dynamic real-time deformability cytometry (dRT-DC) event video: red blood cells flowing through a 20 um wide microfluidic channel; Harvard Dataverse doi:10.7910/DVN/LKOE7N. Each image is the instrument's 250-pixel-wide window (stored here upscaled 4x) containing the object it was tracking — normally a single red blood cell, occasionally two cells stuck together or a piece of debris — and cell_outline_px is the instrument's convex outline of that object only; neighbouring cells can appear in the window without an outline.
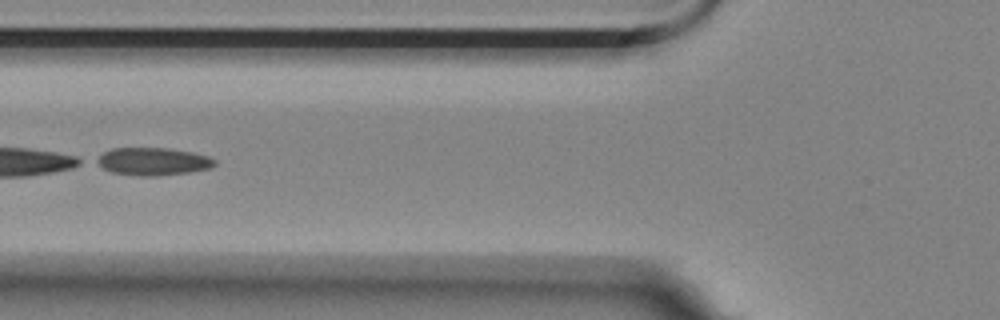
{"species": "Egyptian fruit bat (a non-hibernating species)", "species_latin": "Rousettus aegyptiacus", "temperature_condition": "room temperature", "stored_images_in_passage": 9, "segment_of_instrument_passage": [2, 2], "camera_frame_rate_fps": 3000, "um_per_image_px": 0.085, "animal": {"sex": "female"}, "frame": {"image": 1, "passage_image": 4, "time_ms": 1.0, "image_size_px": [1000, 320], "cell_outline_px": [[216, 164], [212, 168], [188, 172], [160, 176], [140, 176], [112, 172], [96, 164], [92, 160], [104, 152], [112, 148], [168, 148], [192, 152], [208, 156], [216, 160]], "centroid_in_image_um": [12.99, 13.72], "position_along_channel_um": 112.8, "area_um2": 19.19}}